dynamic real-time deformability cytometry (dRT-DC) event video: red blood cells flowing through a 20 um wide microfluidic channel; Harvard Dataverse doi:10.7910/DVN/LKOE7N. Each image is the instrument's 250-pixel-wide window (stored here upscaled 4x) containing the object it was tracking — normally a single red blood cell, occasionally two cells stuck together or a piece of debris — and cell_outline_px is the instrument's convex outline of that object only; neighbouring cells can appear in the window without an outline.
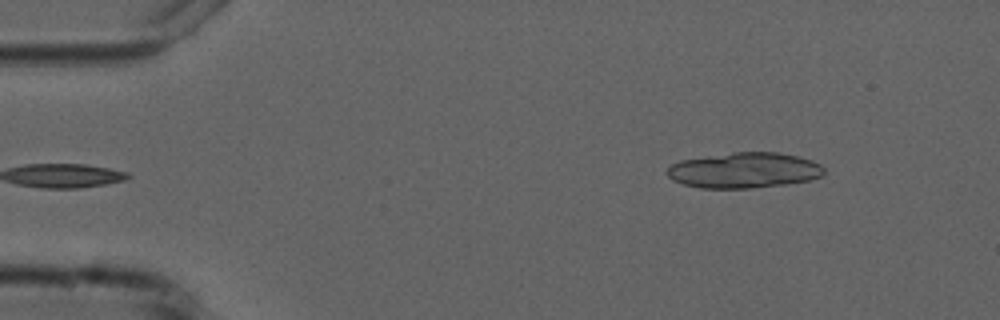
{"species": "common noctule bat (a hibernating species)", "species_latin": "Nyctalus noctula", "temperature_condition": "cold", "stored_images_in_passage": 5, "segment_of_instrument_passage": [2, 2], "camera_frame_rate_fps": 3000, "um_per_image_px": 0.085, "animal": {"sex": "male", "forearm_length_mm": 52.5}, "frame": {"image": 1, "passage_image": 5, "time_ms": 4.667, "image_size_px": [1000, 320], "cell_outline_px": [[824, 172], [820, 176], [808, 180], [784, 184], [752, 188], [700, 188], [684, 184], [672, 180], [664, 172], [672, 164], [680, 160], [736, 152], [776, 152], [796, 156], [812, 160], [820, 164], [824, 168]], "centroid_in_image_um": [63.22, 14.48], "position_along_channel_um": 21.8, "area_um2": 32.31}}